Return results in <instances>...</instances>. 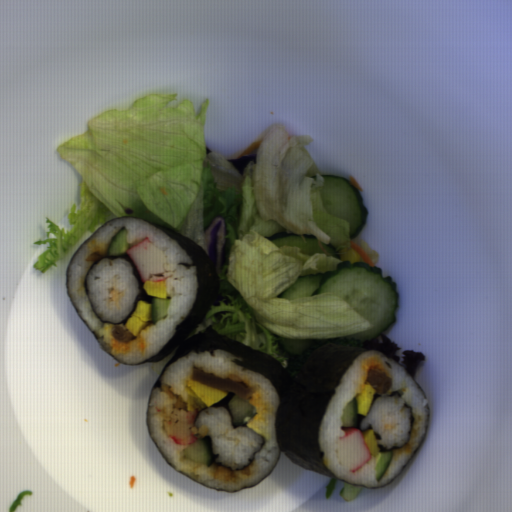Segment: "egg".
Instances as JSON below:
<instances>
[{
    "instance_id": "egg-1",
    "label": "egg",
    "mask_w": 512,
    "mask_h": 512,
    "mask_svg": "<svg viewBox=\"0 0 512 512\" xmlns=\"http://www.w3.org/2000/svg\"><path fill=\"white\" fill-rule=\"evenodd\" d=\"M186 388L187 395L203 409L211 407L231 392L217 389L193 380L186 383Z\"/></svg>"
},
{
    "instance_id": "egg-2",
    "label": "egg",
    "mask_w": 512,
    "mask_h": 512,
    "mask_svg": "<svg viewBox=\"0 0 512 512\" xmlns=\"http://www.w3.org/2000/svg\"><path fill=\"white\" fill-rule=\"evenodd\" d=\"M153 303L138 300L134 313L126 320L127 330L138 337L144 327L152 324Z\"/></svg>"
},
{
    "instance_id": "egg-3",
    "label": "egg",
    "mask_w": 512,
    "mask_h": 512,
    "mask_svg": "<svg viewBox=\"0 0 512 512\" xmlns=\"http://www.w3.org/2000/svg\"><path fill=\"white\" fill-rule=\"evenodd\" d=\"M376 393V388L368 382L361 386L355 397L357 414L365 415V417L367 416L373 404Z\"/></svg>"
},
{
    "instance_id": "egg-4",
    "label": "egg",
    "mask_w": 512,
    "mask_h": 512,
    "mask_svg": "<svg viewBox=\"0 0 512 512\" xmlns=\"http://www.w3.org/2000/svg\"><path fill=\"white\" fill-rule=\"evenodd\" d=\"M142 288L147 295L154 298L167 299V282L166 279L162 281H151L144 282Z\"/></svg>"
},
{
    "instance_id": "egg-5",
    "label": "egg",
    "mask_w": 512,
    "mask_h": 512,
    "mask_svg": "<svg viewBox=\"0 0 512 512\" xmlns=\"http://www.w3.org/2000/svg\"><path fill=\"white\" fill-rule=\"evenodd\" d=\"M370 450L371 456H377L381 450L374 429H365L361 432Z\"/></svg>"
}]
</instances>
